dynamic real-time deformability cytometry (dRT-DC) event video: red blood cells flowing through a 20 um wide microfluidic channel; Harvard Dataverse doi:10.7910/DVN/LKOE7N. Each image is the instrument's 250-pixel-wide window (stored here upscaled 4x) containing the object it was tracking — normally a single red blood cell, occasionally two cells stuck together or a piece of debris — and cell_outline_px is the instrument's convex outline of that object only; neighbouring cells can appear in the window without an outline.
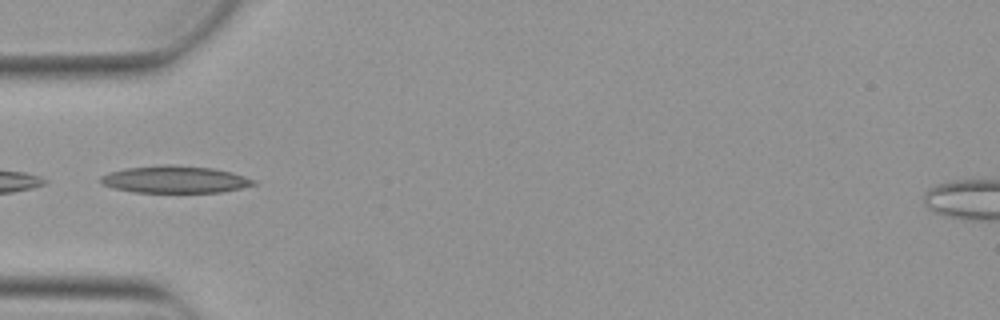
{"species": "Egyptian fruit bat (a non-hibernating species)", "species_latin": "Rousettus aegyptiacus", "temperature_condition": "warm", "stored_images_in_passage": 5, "camera_frame_rate_fps": 3000, "um_per_image_px": 0.085, "animal": {"sex": "female"}, "frame": {"image": 1, "passage_image": 4, "time_ms": 1.0, "image_size_px": [1000, 320], "cell_outline_px": [[256, 184], [240, 188], [220, 192], [132, 192], [112, 188], [100, 184], [100, 176], [108, 172], [124, 168], [164, 164], [168, 164], [212, 168], [232, 172], [256, 180]], "centroid_in_image_um": [14.81, 15.25], "position_along_channel_um": 70.2, "area_um2": 24.33}}
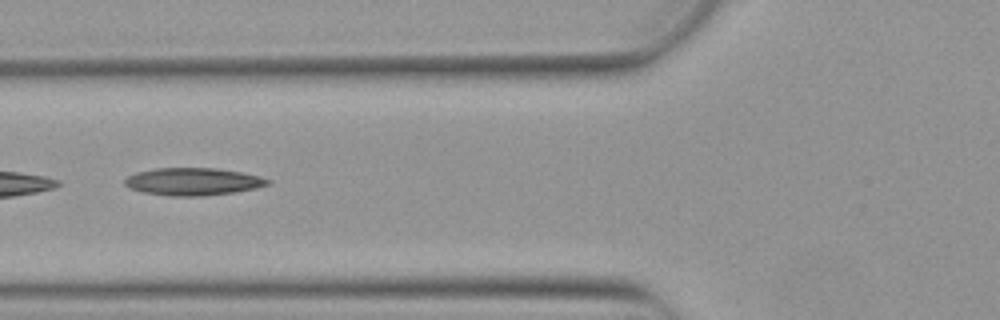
{"frame": {"image": 2, "passage_image": 5, "time_ms": 1.333, "image_size_px": [1000, 320], "cell_outline_px": [[272, 184], [256, 188], [232, 192], [204, 196], [168, 196], [144, 192], [132, 188], [124, 184], [124, 180], [128, 176], [136, 172], [156, 168], [216, 168], [240, 172], [260, 176], [272, 180]], "centroid_in_image_um": [16.44, 15.43], "position_along_channel_um": 109.4, "area_um2": 22.89}}